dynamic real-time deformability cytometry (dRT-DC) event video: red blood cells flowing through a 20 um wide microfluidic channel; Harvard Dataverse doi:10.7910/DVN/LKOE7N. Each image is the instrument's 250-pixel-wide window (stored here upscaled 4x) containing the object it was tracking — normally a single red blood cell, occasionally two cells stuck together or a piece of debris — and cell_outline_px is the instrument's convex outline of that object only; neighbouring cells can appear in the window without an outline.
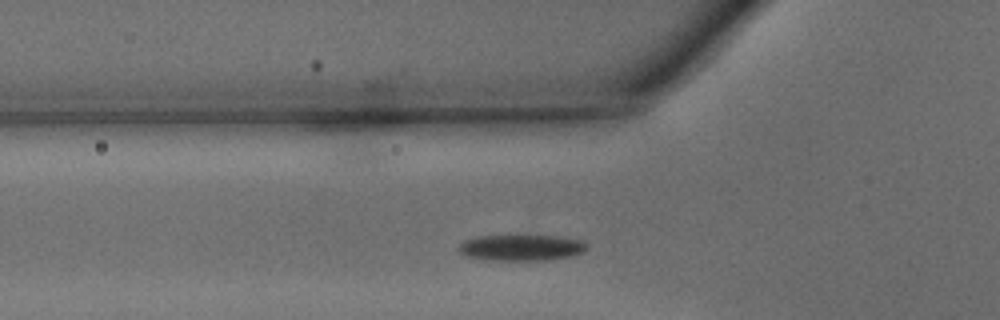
{"species": "common noctule bat (a hibernating species)", "species_latin": "Nyctalus noctula", "temperature_condition": "warm", "stored_images_in_passage": 28, "camera_frame_rate_fps": 3000, "um_per_image_px": 0.085, "animal": {"sex": "male", "body_mass_g": 15.6}, "frame": {"image": 1, "passage_image": 8, "time_ms": 2.333, "image_size_px": [1000, 320], "cell_outline_px": [[588, 248], [584, 252], [568, 256], [548, 260], [484, 260], [464, 256], [456, 248], [464, 240], [476, 236], [556, 236], [584, 240], [588, 244]], "centroid_in_image_um": [44.29, 21.05], "position_along_channel_um": 81.5, "area_um2": 19.65}}
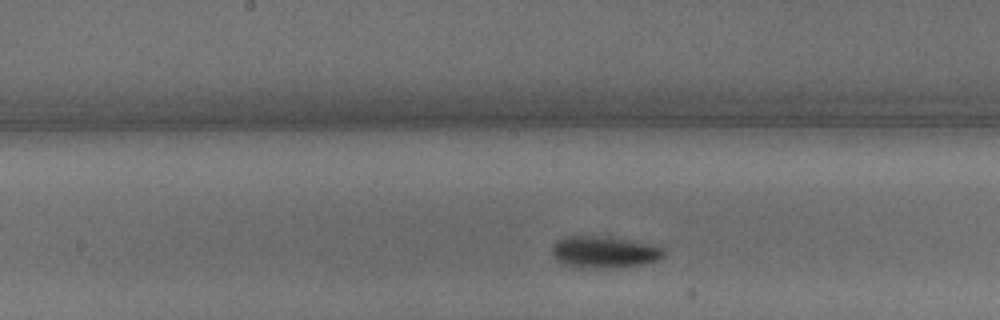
{"frame": {"image": 2, "passage_image": 16, "time_ms": 5.0, "image_size_px": [1000, 320], "cell_outline_px": [[664, 256], [656, 260], [644, 264], [612, 268], [568, 268], [556, 260], [552, 256], [552, 244], [556, 240], [564, 236], [612, 236], [660, 244], [664, 248]], "centroid_in_image_um": [51.36, 21.41], "position_along_channel_um": 196.8, "area_um2": 21.73}}
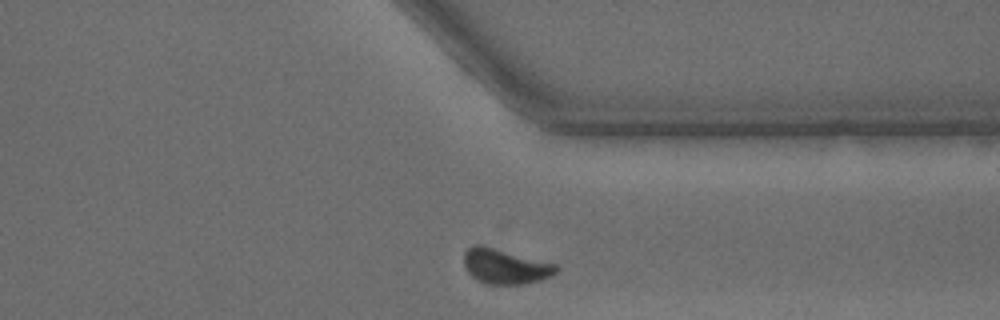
{"frame": {"image": 3, "passage_image": 28, "time_ms": 9.0, "image_size_px": [1000, 320], "cell_outline_px": [[560, 268], [552, 276], [528, 284], [484, 284], [476, 280], [468, 272], [464, 264], [464, 252], [472, 244], [484, 244], [556, 264]], "centroid_in_image_um": [42.94, 22.63], "position_along_channel_um": 368.5, "area_um2": 19.25}, "authors_computed_cell_mechanics": {"area_um2": 19.8254, "velocity_mm_per_s": 4.3073, "shape_relaxation_time_tau1_ms": 2.7674, "shape_relaxation_time_tau2_ms": null, "deformation_change_tau1": 0.1515, "deformation_change_tau2": null}}